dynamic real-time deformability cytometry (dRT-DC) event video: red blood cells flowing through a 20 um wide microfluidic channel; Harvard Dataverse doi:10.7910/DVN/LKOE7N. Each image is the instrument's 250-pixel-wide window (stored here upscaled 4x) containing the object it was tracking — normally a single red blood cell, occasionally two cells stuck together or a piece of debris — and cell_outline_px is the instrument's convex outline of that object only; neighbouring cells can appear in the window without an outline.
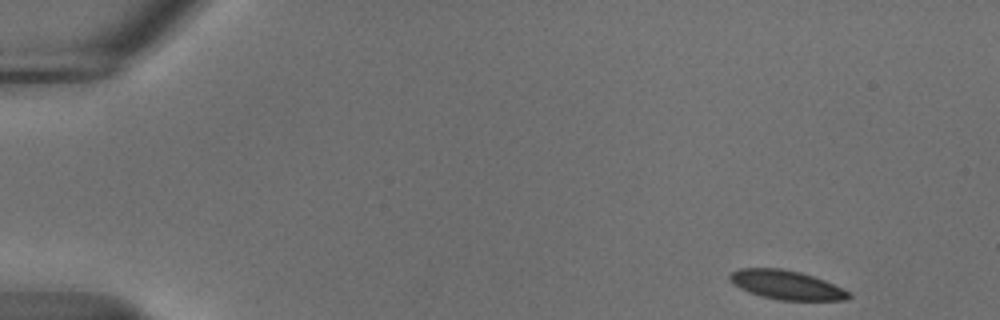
{"species": "common noctule bat (a hibernating species)", "species_latin": "Nyctalus noctula", "temperature_condition": "cold", "stored_images_in_passage": 51, "camera_frame_rate_fps": 3000, "um_per_image_px": 0.085, "animal": {"sex": "male", "body_mass_g": 18.8}, "frame": {"image": 1, "passage_image": 1, "time_ms": 0.0, "image_size_px": [1000, 320], "cell_outline_px": [[852, 296], [844, 300], [780, 300], [760, 296], [748, 292], [740, 288], [728, 280], [728, 276], [732, 272], [740, 268], [780, 268], [800, 272], [824, 280], [844, 288]], "centroid_in_image_um": [66.82, 24.22], "position_along_channel_um": 18.2, "area_um2": 20.11}}
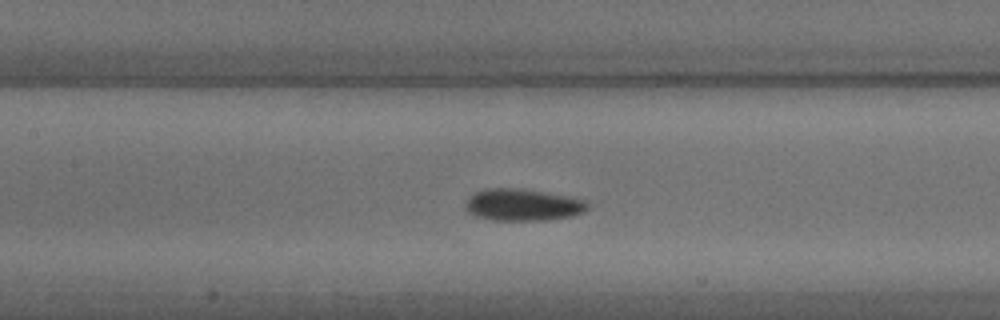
{"frame": {"image": 2, "passage_image": 22, "time_ms": 7.0, "image_size_px": [1000, 320], "cell_outline_px": [[588, 208], [584, 212], [572, 216], [544, 220], [492, 220], [472, 216], [468, 212], [464, 204], [468, 196], [484, 188], [520, 188], [568, 196], [584, 200], [588, 204]], "centroid_in_image_um": [44.38, 17.41], "position_along_channel_um": 163.0, "area_um2": 22.89}}
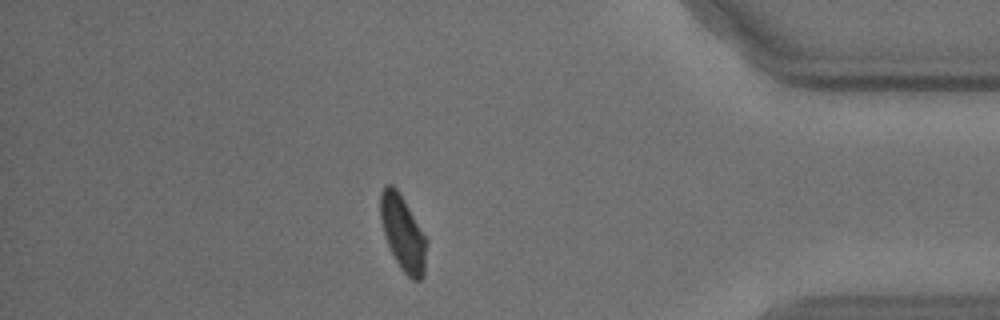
{"frame": {"image": 3, "passage_image": 44, "time_ms": 14.333, "image_size_px": [1000, 320], "cell_outline_px": [[428, 240], [424, 276], [420, 280], [412, 280], [400, 268], [388, 244], [380, 220], [380, 192], [384, 184], [392, 184], [396, 188], [404, 200]], "centroid_in_image_um": [34.26, 19.81], "position_along_channel_um": 400.9, "area_um2": 20.23}, "authors_computed_cell_mechanics": {"area_um2": 21.5594, "velocity_mm_per_s": 3.6705, "shape_relaxation_time_tau1_ms": 2.6379, "shape_relaxation_time_tau2_ms": null, "deformation_change_tau1": 0.0907, "deformation_change_tau2": null}}